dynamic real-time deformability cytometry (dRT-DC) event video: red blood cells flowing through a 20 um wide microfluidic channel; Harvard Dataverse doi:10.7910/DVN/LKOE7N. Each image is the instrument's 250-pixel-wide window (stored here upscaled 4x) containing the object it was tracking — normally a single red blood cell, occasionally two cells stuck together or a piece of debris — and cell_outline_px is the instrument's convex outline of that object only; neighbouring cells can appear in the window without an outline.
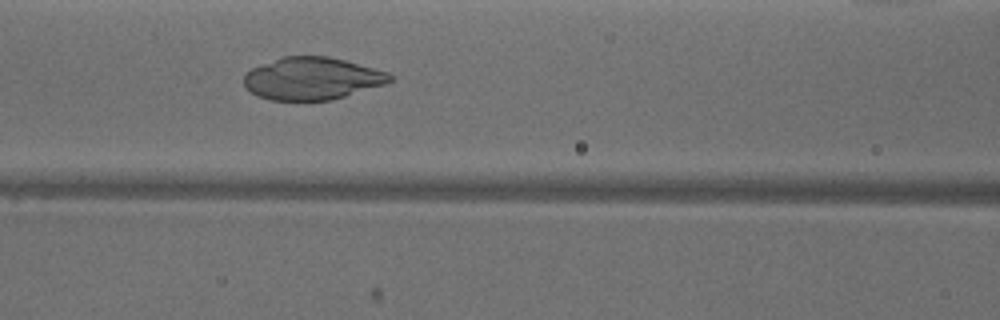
{"species": "common noctule bat (a hibernating species)", "species_latin": "Nyctalus noctula", "temperature_condition": "warm", "stored_images_in_passage": 32, "camera_frame_rate_fps": 3000, "um_per_image_px": 0.085, "animal": {"sex": "male", "body_mass_g": 18.8}, "frame": {"image": 1, "passage_image": 13, "time_ms": 4.0, "image_size_px": [1000, 320], "cell_outline_px": [[392, 80], [384, 84], [332, 100], [272, 100], [260, 96], [252, 92], [244, 84], [244, 76], [252, 68], [284, 56], [328, 56], [344, 60], [388, 72], [392, 76]], "centroid_in_image_um": [26.54, 6.67], "position_along_channel_um": 140.1, "area_um2": 35.55}}
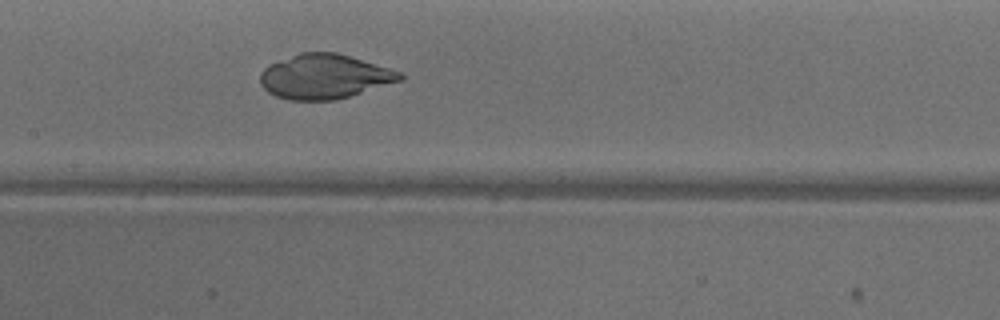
{"frame": {"image": 2, "passage_image": 16, "time_ms": 5.0, "image_size_px": [1000, 320], "cell_outline_px": [[404, 76], [400, 80], [336, 100], [288, 100], [276, 96], [268, 92], [260, 84], [260, 72], [268, 64], [300, 52], [336, 52], [388, 68], [400, 72]], "centroid_in_image_um": [27.5, 6.5], "position_along_channel_um": 179.9, "area_um2": 35.95}}
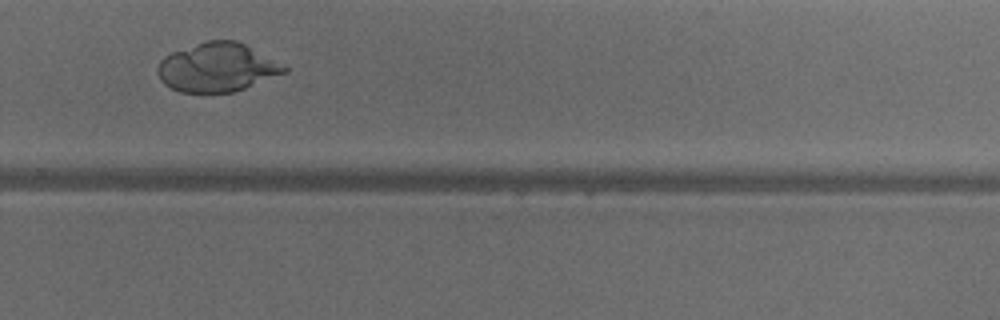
{"frame": {"image": 3, "passage_image": 26, "time_ms": 8.333, "image_size_px": [1000, 320], "cell_outline_px": [[288, 72], [244, 88], [232, 92], [180, 92], [164, 84], [160, 80], [156, 72], [156, 68], [160, 60], [164, 56], [172, 52], [204, 40], [236, 40], [244, 44], [288, 68]], "centroid_in_image_um": [18.4, 5.73], "position_along_channel_um": 311.4, "area_um2": 35.78}}